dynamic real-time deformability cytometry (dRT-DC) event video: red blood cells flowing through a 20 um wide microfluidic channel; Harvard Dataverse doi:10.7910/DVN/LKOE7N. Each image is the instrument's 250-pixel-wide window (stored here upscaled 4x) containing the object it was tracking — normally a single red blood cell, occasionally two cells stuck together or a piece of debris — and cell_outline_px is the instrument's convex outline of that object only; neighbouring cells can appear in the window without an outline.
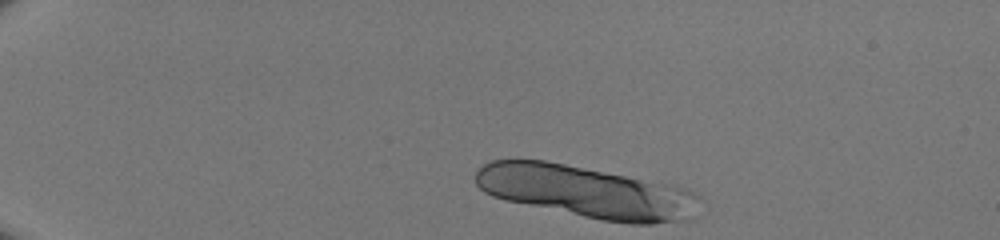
{"species": "human", "species_latin": "Homo sapiens", "temperature_condition": "room temperature", "stored_images_in_passage": 10, "camera_frame_rate_fps": 3000, "um_per_image_px": 0.085, "donor": {"sex": "male"}, "frame": {"image": 1, "passage_image": 1, "time_ms": 0.0, "image_size_px": [1000, 240], "cell_outline_px": [[688, 220], [652, 224], [632, 224], [600, 220], [508, 200], [492, 196], [484, 192], [476, 184], [476, 172], [484, 164], [492, 160], [544, 160], [624, 176], [648, 184], [656, 188]], "centroid_in_image_um": [49.02, 16.28], "position_along_channel_um": 36.0, "area_um2": 60.57}}